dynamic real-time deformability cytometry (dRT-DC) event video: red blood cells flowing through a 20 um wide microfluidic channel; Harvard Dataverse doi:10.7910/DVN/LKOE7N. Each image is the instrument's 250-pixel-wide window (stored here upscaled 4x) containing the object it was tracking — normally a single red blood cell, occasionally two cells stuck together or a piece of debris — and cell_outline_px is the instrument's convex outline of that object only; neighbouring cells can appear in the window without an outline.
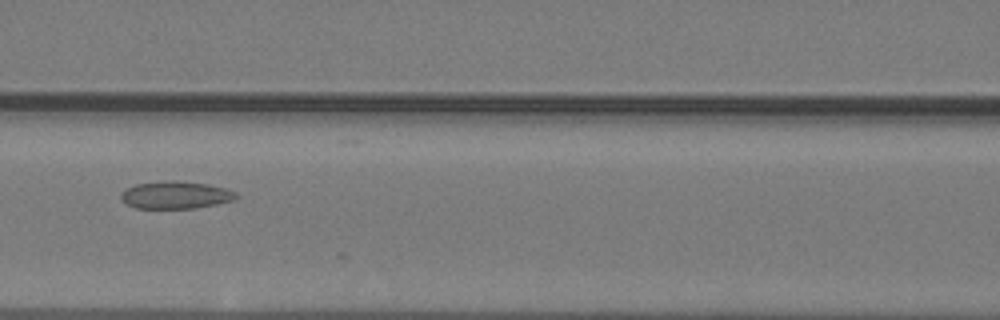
{"species": "common noctule bat (a hibernating species)", "species_latin": "Nyctalus noctula", "temperature_condition": "warm", "stored_images_in_passage": 22, "camera_frame_rate_fps": 3000, "um_per_image_px": 0.085, "animal": {"sex": "male", "body_mass_g": 19.2, "forearm_length_mm": 51.8}, "frame": {"image": 1, "passage_image": 18, "time_ms": 5.667, "image_size_px": [1000, 320], "cell_outline_px": [[240, 196], [236, 200], [196, 208], [136, 208], [128, 204], [120, 196], [128, 188], [136, 184], [164, 180], [208, 184], [224, 188], [236, 192]], "centroid_in_image_um": [14.99, 16.58], "position_along_channel_um": 151.6, "area_um2": 18.21}}
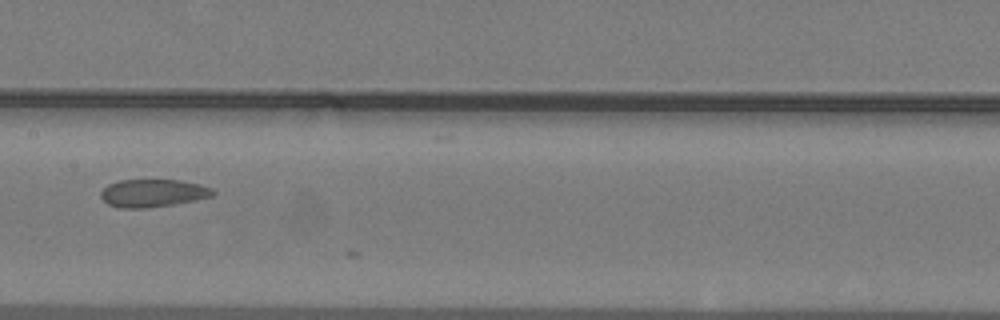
{"frame": {"image": 2, "passage_image": 21, "time_ms": 6.667, "image_size_px": [1000, 320], "cell_outline_px": [[216, 192], [212, 196], [196, 200], [172, 204], [144, 208], [120, 208], [108, 204], [100, 196], [100, 192], [108, 184], [120, 180], [180, 180], [200, 184], [212, 188]], "centroid_in_image_um": [13.0, 16.41], "position_along_channel_um": 194.4, "area_um2": 18.09}}